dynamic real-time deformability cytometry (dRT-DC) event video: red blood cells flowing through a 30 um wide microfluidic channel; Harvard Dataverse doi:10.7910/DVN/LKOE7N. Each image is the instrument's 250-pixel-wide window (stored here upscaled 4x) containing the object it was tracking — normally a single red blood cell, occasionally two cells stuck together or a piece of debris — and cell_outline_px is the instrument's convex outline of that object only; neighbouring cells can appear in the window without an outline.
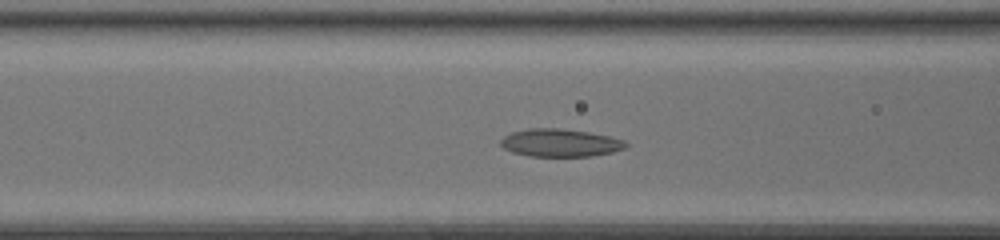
{"species": "common noctule bat (a hibernating species)", "species_latin": "Nyctalus noctula", "temperature_condition": "room temperature", "stored_images_in_passage": 36, "camera_frame_rate_fps": 3000, "um_per_image_px": 0.085, "animal": {"sex": "female", "body_mass_g": 20.0, "forearm_length_mm": 54.0}, "frame": {"image": 1, "passage_image": 12, "time_ms": 3.667, "image_size_px": [1000, 240], "cell_outline_px": [[628, 144], [624, 148], [612, 152], [592, 156], [528, 156], [512, 152], [504, 148], [500, 144], [500, 140], [504, 136], [512, 132], [528, 128], [560, 128], [588, 132], [608, 136], [624, 140]], "centroid_in_image_um": [47.59, 12.14], "position_along_channel_um": 119.0, "area_um2": 20.23}}
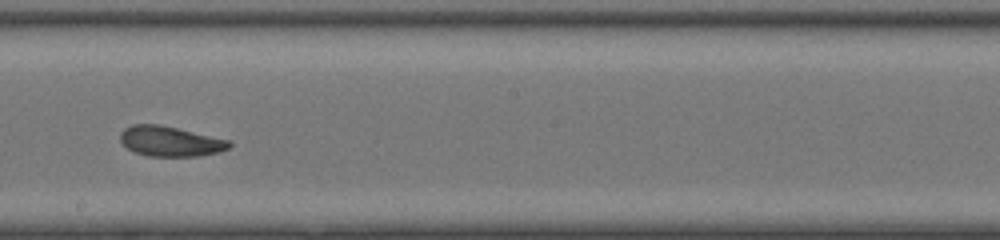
{"frame": {"image": 2, "passage_image": 20, "time_ms": 6.333, "image_size_px": [1000, 240], "cell_outline_px": [[232, 144], [228, 148], [220, 152], [196, 156], [148, 156], [136, 152], [128, 148], [120, 140], [120, 132], [124, 128], [132, 124], [160, 124], [232, 140]], "centroid_in_image_um": [14.5, 12.0], "position_along_channel_um": 233.7, "area_um2": 19.25}}
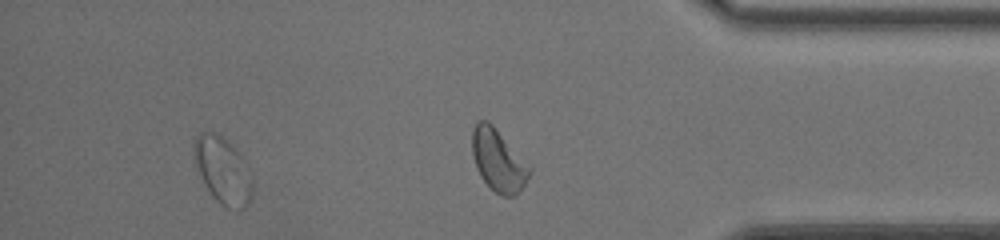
{"frame": {"image": 3, "passage_image": 32, "time_ms": 10.333, "image_size_px": [1000, 240], "cell_outline_px": [[252, 192], [248, 204], [244, 208], [236, 212], [224, 208], [212, 196], [204, 184], [196, 168], [192, 156], [192, 144], [196, 136], [200, 132], [212, 132], [228, 140], [236, 148], [248, 164], [252, 172]], "centroid_in_image_um": [18.94, 14.5], "position_along_channel_um": 416.3, "area_um2": 23.58}, "authors_computed_cell_mechanics": {"area_um2": 20.3167, "velocity_mm_per_s": 4.3137, "shape_relaxation_time_tau1_ms": 5.1243, "shape_relaxation_time_tau2_ms": 2.9267, "deformation_change_tau1": 0.1273, "deformation_change_tau2": 0.0818}}